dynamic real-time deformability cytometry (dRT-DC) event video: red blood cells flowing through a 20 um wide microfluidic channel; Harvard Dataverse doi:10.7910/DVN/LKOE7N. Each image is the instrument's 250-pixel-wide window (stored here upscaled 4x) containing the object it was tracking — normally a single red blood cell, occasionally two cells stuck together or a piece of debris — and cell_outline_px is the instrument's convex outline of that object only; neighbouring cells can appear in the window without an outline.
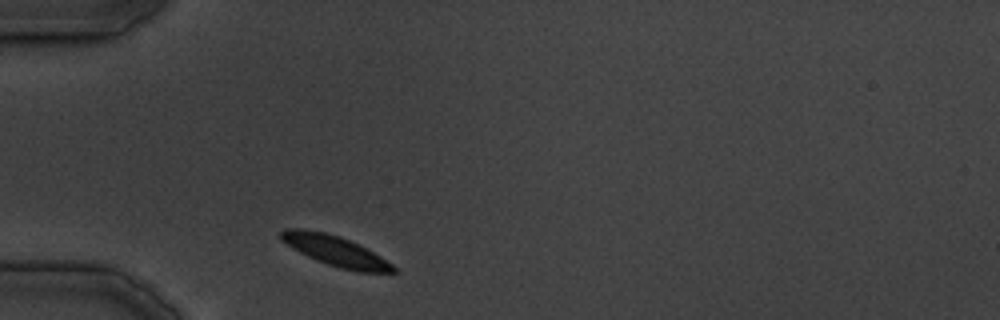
{"species": "common noctule bat (a hibernating species)", "species_latin": "Nyctalus noctula", "temperature_condition": "cold", "stored_images_in_passage": 29, "segment_of_instrument_passage": [1, 2], "camera_frame_rate_fps": 3000, "um_per_image_px": 0.085, "animal": {"sex": "male", "body_mass_g": 19.5, "forearm_length_mm": 54.6}, "frame": {"image": 1, "passage_image": 1, "time_ms": 0.0, "image_size_px": [1000, 320], "cell_outline_px": [[400, 272], [360, 272], [340, 268], [316, 260], [292, 248], [280, 240], [280, 232], [284, 228], [300, 228], [324, 232], [340, 236], [380, 256], [392, 264]], "centroid_in_image_um": [28.47, 21.32], "position_along_channel_um": 56.5, "area_um2": 19.54}}
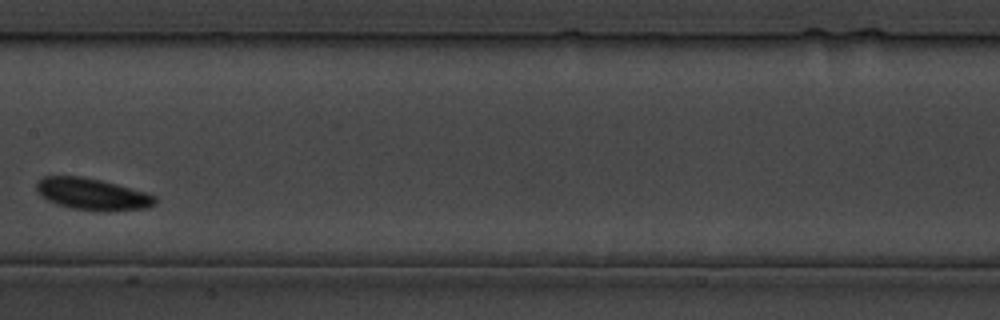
{"frame": {"image": 2, "passage_image": 10, "time_ms": 11.333, "image_size_px": [1000, 320], "cell_outline_px": [[156, 204], [148, 208], [108, 212], [104, 212], [72, 208], [56, 204], [48, 200], [36, 188], [36, 184], [44, 176], [80, 176], [100, 180], [144, 192], [156, 196]], "centroid_in_image_um": [7.89, 16.52], "position_along_channel_um": 199.5, "area_um2": 21.73}}
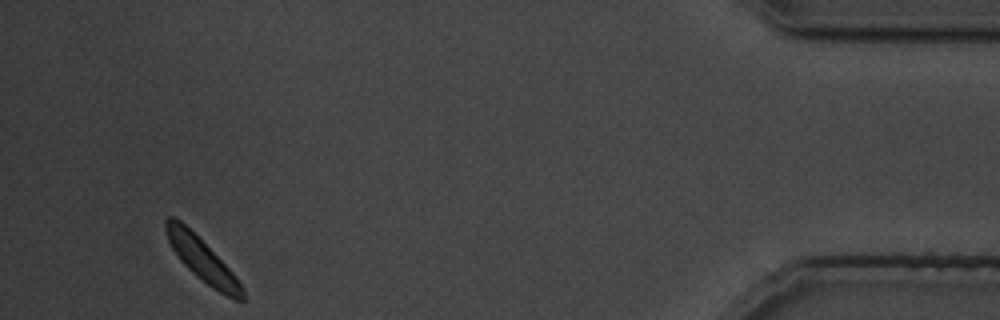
{"frame": {"image": 3, "passage_image": 26, "time_ms": 31.667, "image_size_px": [1000, 320], "cell_outline_px": [[244, 300], [236, 300], [212, 288], [196, 276], [180, 260], [172, 248], [168, 240], [164, 228], [164, 220], [168, 216], [172, 216], [180, 220], [236, 276], [244, 288]], "centroid_in_image_um": [17.15, 22.08], "position_along_channel_um": 418.0, "area_um2": 18.61}}